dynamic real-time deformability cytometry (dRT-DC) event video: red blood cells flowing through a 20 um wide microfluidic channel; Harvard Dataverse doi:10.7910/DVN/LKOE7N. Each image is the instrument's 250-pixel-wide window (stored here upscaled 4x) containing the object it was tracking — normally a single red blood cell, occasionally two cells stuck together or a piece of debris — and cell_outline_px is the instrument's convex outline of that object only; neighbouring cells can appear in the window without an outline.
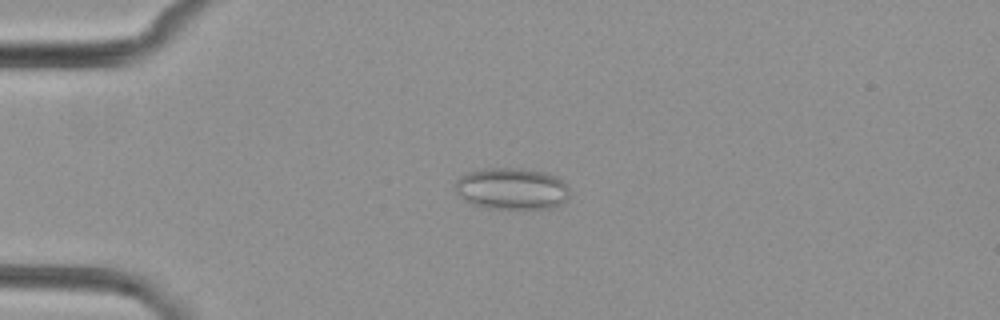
{"species": "common noctule bat (a hibernating species)", "species_latin": "Nyctalus noctula", "temperature_condition": "cold", "stored_images_in_passage": 4, "camera_frame_rate_fps": 3000, "um_per_image_px": 0.085, "animal": {"sex": "female", "body_mass_g": 29.2, "forearm_length_mm": 56.3}, "frame": {"image": 1, "passage_image": 3, "time_ms": 2.333, "image_size_px": [1000, 320], "cell_outline_px": [[568, 196], [560, 204], [552, 208], [488, 208], [472, 204], [464, 200], [456, 192], [456, 180], [460, 176], [468, 172], [488, 168], [516, 168], [544, 172], [556, 176], [568, 184]], "centroid_in_image_um": [43.49, 16.03], "position_along_channel_um": 41.5, "area_um2": 27.63}}